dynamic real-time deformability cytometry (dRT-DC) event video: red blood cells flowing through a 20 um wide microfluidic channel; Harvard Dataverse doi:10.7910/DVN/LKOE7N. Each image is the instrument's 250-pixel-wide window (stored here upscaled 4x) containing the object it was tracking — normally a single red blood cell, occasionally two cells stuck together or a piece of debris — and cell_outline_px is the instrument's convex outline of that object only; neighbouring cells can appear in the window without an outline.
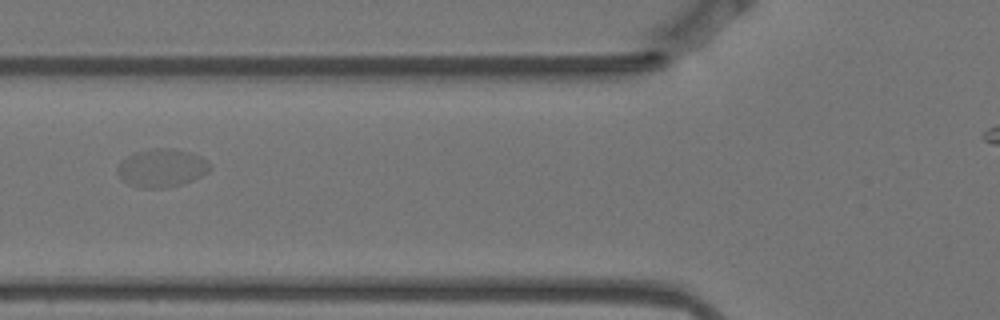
{"species": "Egyptian fruit bat (a non-hibernating species)", "species_latin": "Rousettus aegyptiacus", "temperature_condition": "warm", "stored_images_in_passage": 9, "camera_frame_rate_fps": 3000, "um_per_image_px": 0.085, "animal": {"sex": "female"}, "frame": {"image": 1, "passage_image": 4, "time_ms": 1.0, "image_size_px": [1000, 320], "cell_outline_px": [[212, 168], [208, 172], [192, 180], [180, 184], [164, 188], [140, 188], [128, 184], [116, 172], [120, 164], [128, 156], [136, 152], [152, 148], [172, 148], [192, 152], [200, 156]], "centroid_in_image_um": [13.75, 14.27], "position_along_channel_um": 112.0, "area_um2": 20.35}}
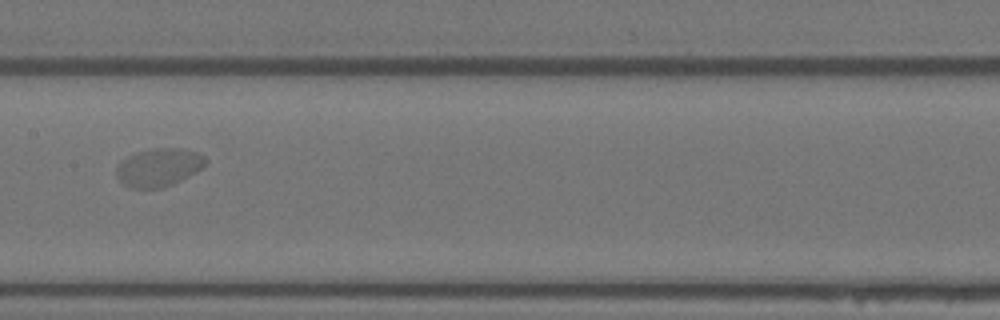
{"frame": {"image": 2, "passage_image": 6, "time_ms": 1.667, "image_size_px": [1000, 320], "cell_outline_px": [[208, 160], [200, 168], [180, 180], [172, 184], [160, 188], [132, 188], [124, 184], [120, 180], [116, 172], [116, 168], [128, 156], [136, 152], [156, 148], [176, 148], [196, 152], [204, 156]], "centroid_in_image_um": [13.48, 14.22], "position_along_channel_um": 193.9, "area_um2": 19.25}}
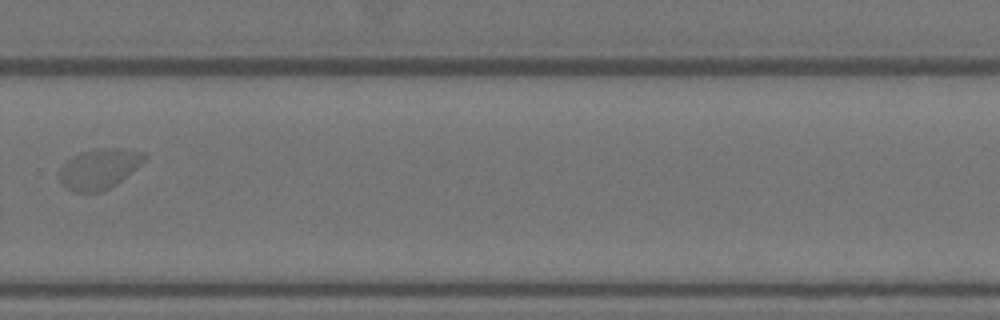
{"frame": {"image": 3, "passage_image": 9, "time_ms": 2.667, "image_size_px": [1000, 320], "cell_outline_px": [[148, 156], [132, 172], [116, 184], [104, 192], [76, 192], [64, 188], [60, 180], [60, 168], [72, 156], [84, 152], [104, 148], [116, 148], [144, 152]], "centroid_in_image_um": [8.43, 14.37], "position_along_channel_um": 321.4, "area_um2": 19.77}}